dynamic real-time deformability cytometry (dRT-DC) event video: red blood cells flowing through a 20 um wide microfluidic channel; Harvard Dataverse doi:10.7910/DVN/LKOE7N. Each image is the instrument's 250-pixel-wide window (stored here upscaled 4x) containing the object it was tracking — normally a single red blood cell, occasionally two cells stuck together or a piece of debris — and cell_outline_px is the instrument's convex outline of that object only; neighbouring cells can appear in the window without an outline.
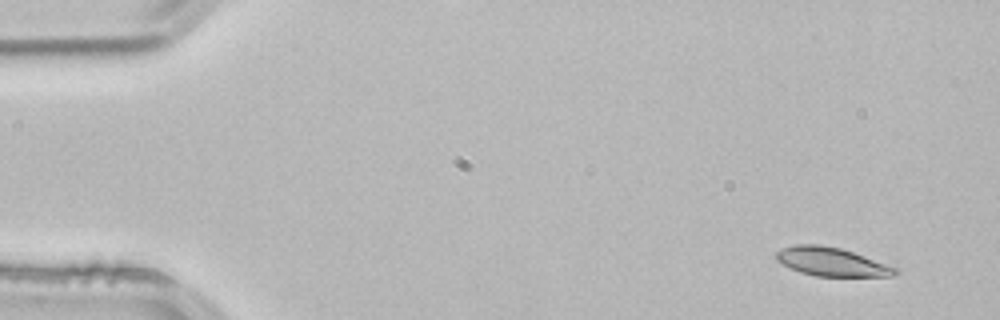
{"species": "common noctule bat (a hibernating species)", "species_latin": "Nyctalus noctula", "temperature_condition": "room temperature", "stored_images_in_passage": 4, "camera_frame_rate_fps": 3000, "um_per_image_px": 0.085, "animal": {"sex": "male", "body_mass_g": 21.5, "forearm_length_mm": 52.0}, "frame": {"image": 1, "passage_image": 4, "time_ms": 1.0, "image_size_px": [1000, 320], "cell_outline_px": [[900, 272], [896, 276], [816, 276], [800, 272], [776, 260], [776, 252], [784, 248], [796, 244], [820, 244], [840, 248], [900, 268]], "centroid_in_image_um": [70.75, 22.26], "position_along_channel_um": 14.3, "area_um2": 19.77}}